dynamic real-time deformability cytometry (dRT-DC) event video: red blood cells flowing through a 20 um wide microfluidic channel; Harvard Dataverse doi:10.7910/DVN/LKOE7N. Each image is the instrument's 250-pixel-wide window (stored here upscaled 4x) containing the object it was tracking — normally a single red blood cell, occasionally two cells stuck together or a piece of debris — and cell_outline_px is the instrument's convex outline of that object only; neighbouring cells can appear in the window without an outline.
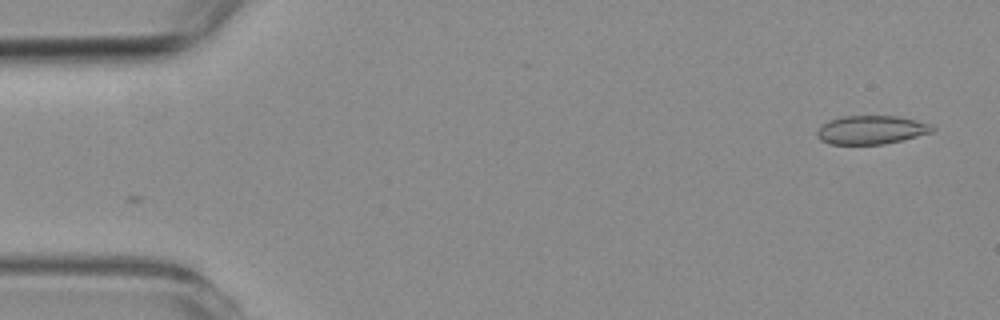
{"species": "common noctule bat (a hibernating species)", "species_latin": "Nyctalus noctula", "temperature_condition": "room temperature", "stored_images_in_passage": 56, "camera_frame_rate_fps": 3000, "um_per_image_px": 0.085, "animal": {"sex": "female", "body_mass_g": 19.3, "forearm_length_mm": 54.1}, "frame": {"image": 1, "passage_image": 1, "time_ms": 0.0, "image_size_px": [1000, 320], "cell_outline_px": [[936, 128], [932, 132], [884, 144], [828, 144], [820, 140], [816, 136], [816, 132], [820, 124], [828, 120], [844, 116], [896, 116], [916, 120], [932, 124]], "centroid_in_image_um": [74.01, 11.03], "position_along_channel_um": 11.0, "area_um2": 19.31}}
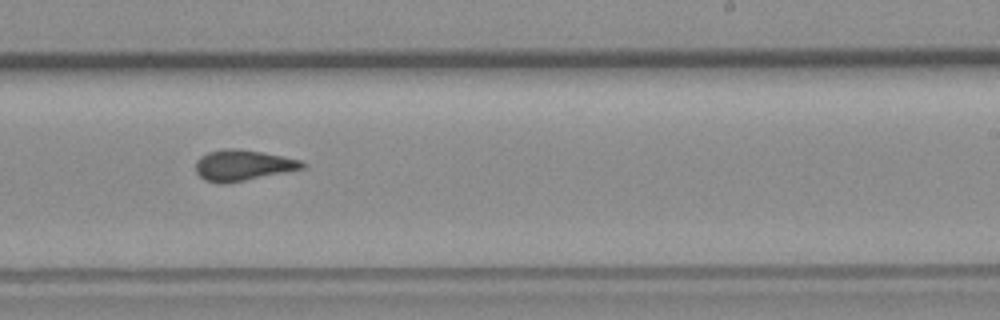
{"frame": {"image": 2, "passage_image": 33, "time_ms": 10.667, "image_size_px": [1000, 320], "cell_outline_px": [[308, 164], [304, 168], [288, 172], [228, 184], [216, 184], [204, 180], [196, 172], [196, 160], [200, 156], [208, 152], [224, 148], [236, 148], [260, 152], [304, 160]], "centroid_in_image_um": [20.66, 14.07], "position_along_channel_um": 268.3, "area_um2": 19.59}}
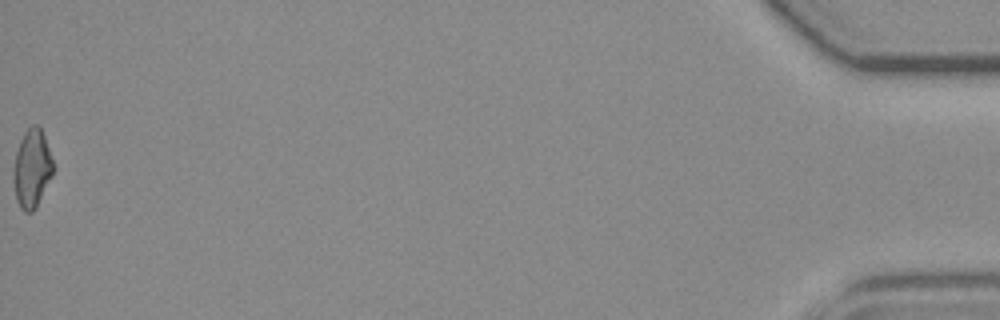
{"frame": {"image": 3, "passage_image": 56, "time_ms": 18.333, "image_size_px": [1000, 320], "cell_outline_px": [[56, 168], [36, 208], [32, 212], [24, 212], [20, 208], [16, 200], [12, 180], [12, 172], [16, 152], [20, 140], [24, 132], [32, 124], [36, 124], [40, 128], [44, 136]], "centroid_in_image_um": [2.71, 14.35], "position_along_channel_um": 432.5, "area_um2": 18.5}, "authors_computed_cell_mechanics": {"area_um2": 18.9873, "velocity_mm_per_s": 3.5629, "shape_relaxation_time_tau1_ms": null, "shape_relaxation_time_tau2_ms": 2.2045, "deformation_change_tau1": null, "deformation_change_tau2": 0.0656}}